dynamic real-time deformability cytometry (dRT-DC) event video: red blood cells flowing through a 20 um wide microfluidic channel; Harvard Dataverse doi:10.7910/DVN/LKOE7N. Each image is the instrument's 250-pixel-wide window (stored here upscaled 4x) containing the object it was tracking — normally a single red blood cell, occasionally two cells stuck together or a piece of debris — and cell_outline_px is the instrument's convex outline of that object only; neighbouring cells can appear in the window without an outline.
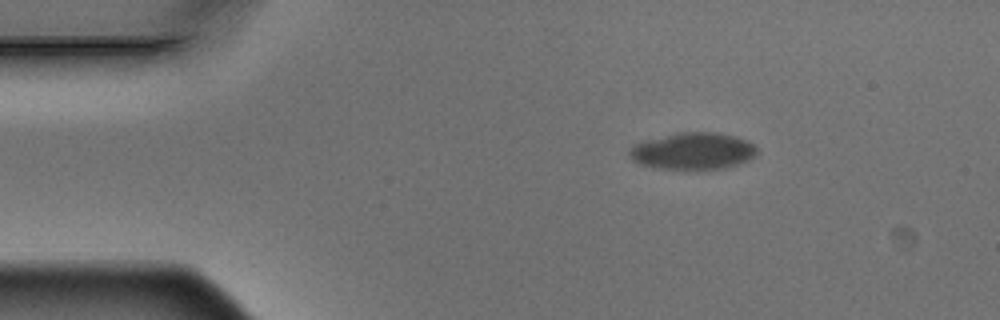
{"species": "Egyptian fruit bat (a non-hibernating species)", "species_latin": "Rousettus aegyptiacus", "temperature_condition": "warm", "stored_images_in_passage": 3, "camera_frame_rate_fps": 3000, "um_per_image_px": 0.085, "animal": {"sex": "male"}, "frame": {"image": 1, "passage_image": 1, "time_ms": 0.0, "image_size_px": [1000, 320], "cell_outline_px": [[756, 156], [740, 164], [724, 168], [660, 168], [640, 164], [632, 160], [628, 156], [628, 152], [632, 144], [644, 140], [680, 132], [716, 132], [736, 136], [752, 144], [756, 148]], "centroid_in_image_um": [58.87, 12.82], "position_along_channel_um": 26.1, "area_um2": 27.22}}